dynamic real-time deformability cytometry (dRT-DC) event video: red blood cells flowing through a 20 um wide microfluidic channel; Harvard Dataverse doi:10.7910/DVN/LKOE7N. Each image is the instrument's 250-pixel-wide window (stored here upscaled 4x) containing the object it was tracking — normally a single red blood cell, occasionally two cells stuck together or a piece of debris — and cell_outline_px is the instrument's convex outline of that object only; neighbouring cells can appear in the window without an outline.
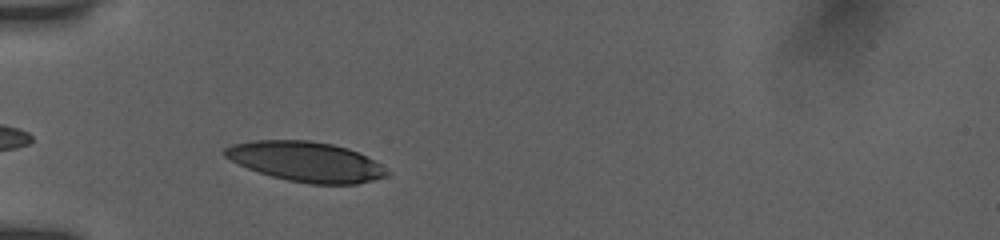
{"species": "human", "species_latin": "Homo sapiens", "temperature_condition": "room temperature", "stored_images_in_passage": 32, "camera_frame_rate_fps": 3000, "um_per_image_px": 0.085, "donor": {"sex": "female"}, "frame": {"image": 1, "passage_image": 2, "time_ms": 0.333, "image_size_px": [1000, 240], "cell_outline_px": [[388, 176], [356, 184], [308, 184], [288, 180], [272, 176], [248, 168], [224, 156], [224, 148], [232, 144], [252, 140], [308, 140], [332, 144], [348, 148], [380, 164], [388, 172]], "centroid_in_image_um": [25.99, 13.73], "position_along_channel_um": 59.0, "area_um2": 37.34}}
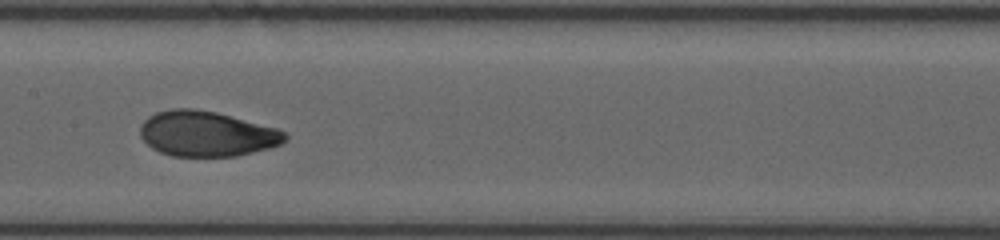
{"frame": {"image": 2, "passage_image": 13, "time_ms": 4.0, "image_size_px": [1000, 240], "cell_outline_px": [[288, 136], [280, 144], [268, 148], [236, 156], [172, 156], [160, 152], [152, 148], [140, 136], [140, 124], [148, 116], [156, 112], [172, 108], [196, 108], [216, 112], [276, 128], [288, 132]], "centroid_in_image_um": [17.54, 11.36], "position_along_channel_um": 189.9, "area_um2": 38.21}}
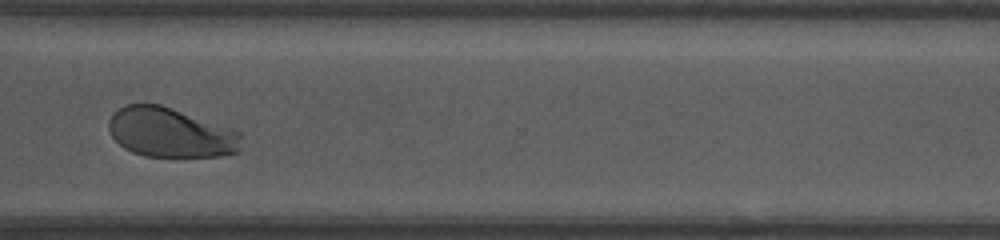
{"frame": {"image": 3, "passage_image": 26, "time_ms": 8.333, "image_size_px": [1000, 240], "cell_outline_px": [[240, 152], [220, 156], [144, 156], [132, 152], [124, 148], [112, 136], [108, 128], [108, 120], [124, 104], [160, 104], [236, 128], [240, 132]], "centroid_in_image_um": [14.54, 11.26], "position_along_channel_um": 356.1, "area_um2": 38.61}, "authors_computed_cell_mechanics": {"area_um2": 38.3503, "velocity_mm_per_s": 3.8456, "shape_relaxation_time_tau1_ms": 3.3394, "shape_relaxation_time_tau2_ms": null, "deformation_change_tau1": 0.1771, "deformation_change_tau2": null}}